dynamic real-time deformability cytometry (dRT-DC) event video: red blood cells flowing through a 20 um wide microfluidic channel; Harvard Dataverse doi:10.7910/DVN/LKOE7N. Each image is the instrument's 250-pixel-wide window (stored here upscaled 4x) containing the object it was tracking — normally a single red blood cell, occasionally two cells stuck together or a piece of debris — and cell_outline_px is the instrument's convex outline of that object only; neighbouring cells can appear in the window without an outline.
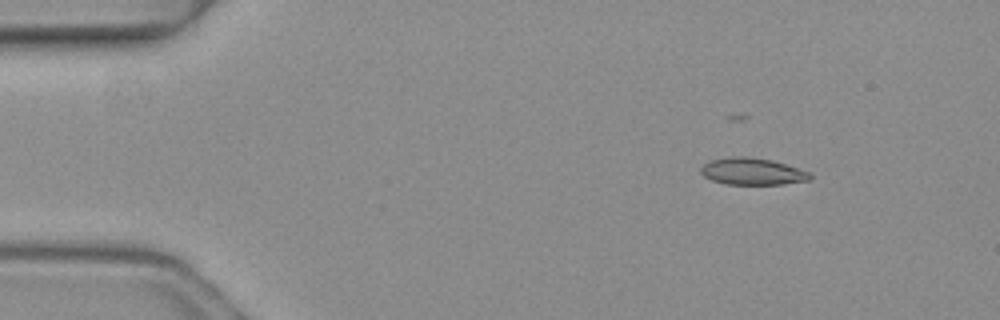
{"species": "common noctule bat (a hibernating species)", "species_latin": "Nyctalus noctula", "temperature_condition": "warm", "stored_images_in_passage": 3, "camera_frame_rate_fps": 3000, "um_per_image_px": 0.085, "animal": {"sex": "female", "body_mass_g": 19.3, "forearm_length_mm": 54.1}, "frame": {"image": 1, "passage_image": 1, "time_ms": 0.0, "image_size_px": [1000, 320], "cell_outline_px": [[812, 180], [784, 184], [724, 184], [712, 180], [704, 176], [700, 172], [700, 168], [708, 160], [732, 156], [744, 156], [772, 160], [812, 172]], "centroid_in_image_um": [63.97, 14.57], "position_along_channel_um": 21.0, "area_um2": 17.34}}